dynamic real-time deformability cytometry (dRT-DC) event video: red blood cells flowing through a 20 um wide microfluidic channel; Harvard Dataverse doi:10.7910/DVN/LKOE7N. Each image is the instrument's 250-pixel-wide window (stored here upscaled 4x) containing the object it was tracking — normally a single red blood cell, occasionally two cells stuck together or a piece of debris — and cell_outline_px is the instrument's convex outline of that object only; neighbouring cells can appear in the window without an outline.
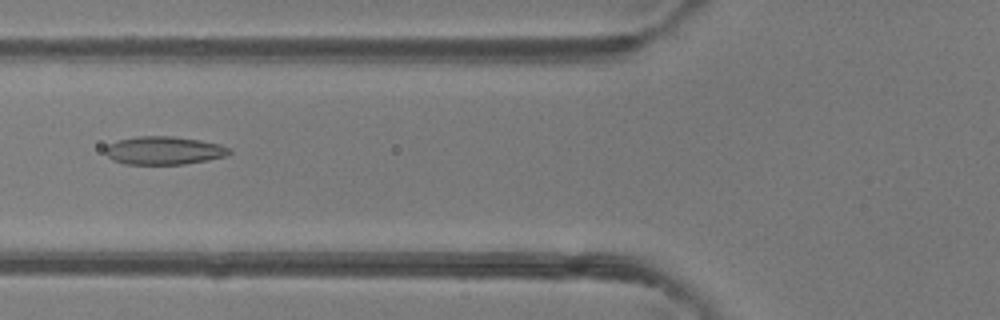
{"species": "common noctule bat (a hibernating species)", "species_latin": "Nyctalus noctula", "temperature_condition": "room temperature", "stored_images_in_passage": 35, "camera_frame_rate_fps": 3000, "um_per_image_px": 0.085, "animal": {"sex": "female"}, "frame": {"image": 1, "passage_image": 5, "time_ms": 1.333, "image_size_px": [1000, 320], "cell_outline_px": [[232, 152], [228, 156], [208, 160], [184, 164], [124, 164], [112, 160], [104, 152], [104, 148], [108, 144], [120, 140], [136, 136], [172, 136], [200, 140], [220, 144], [232, 148]], "centroid_in_image_um": [13.96, 12.79], "position_along_channel_um": 111.8, "area_um2": 20.58}}
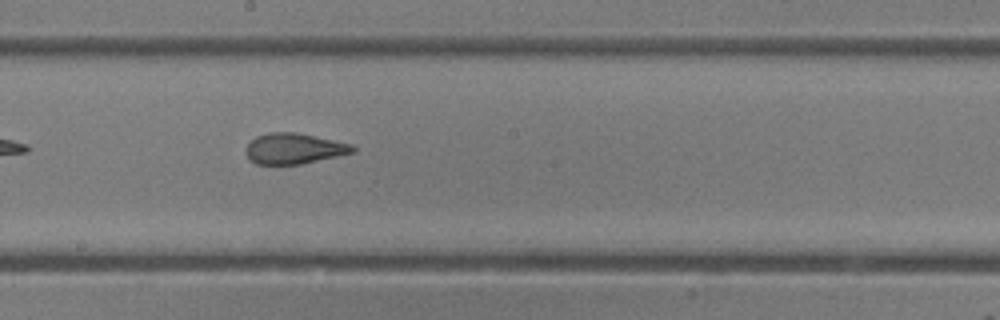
{"frame": {"image": 2, "passage_image": 13, "time_ms": 4.0, "image_size_px": [1000, 320], "cell_outline_px": [[356, 152], [300, 164], [256, 164], [248, 160], [244, 152], [244, 148], [256, 136], [268, 132], [296, 132], [352, 144], [356, 148]], "centroid_in_image_um": [24.95, 12.63], "position_along_channel_um": 223.2, "area_um2": 19.25}}
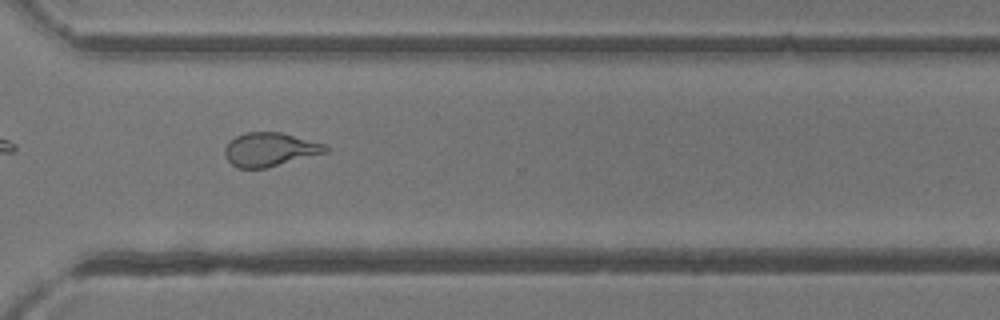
{"frame": {"image": 3, "passage_image": 22, "time_ms": 7.0, "image_size_px": [1000, 320], "cell_outline_px": [[328, 152], [268, 168], [236, 168], [224, 156], [224, 148], [236, 136], [248, 132], [280, 132], [324, 144], [328, 148]], "centroid_in_image_um": [22.93, 12.72], "position_along_channel_um": 347.7, "area_um2": 19.71}, "authors_computed_cell_mechanics": {"area_um2": 19.9988, "velocity_mm_per_s": 4.1596, "shape_relaxation_time_tau1_ms": null, "shape_relaxation_time_tau2_ms": 1.0519, "deformation_change_tau1": null, "deformation_change_tau2": 0.0868}}